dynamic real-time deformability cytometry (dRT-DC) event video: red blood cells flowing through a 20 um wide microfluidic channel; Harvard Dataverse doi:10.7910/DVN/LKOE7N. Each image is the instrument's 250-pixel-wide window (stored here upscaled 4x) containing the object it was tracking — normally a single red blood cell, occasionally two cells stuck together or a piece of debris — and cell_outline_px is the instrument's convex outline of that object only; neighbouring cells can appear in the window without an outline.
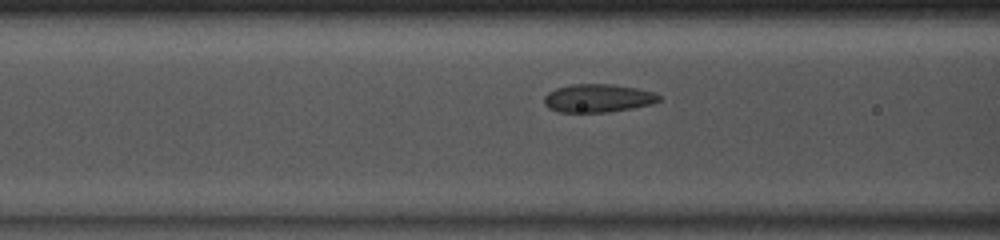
{"species": "common noctule bat (a hibernating species)", "species_latin": "Nyctalus noctula", "temperature_condition": "room temperature", "stored_images_in_passage": 31, "camera_frame_rate_fps": 3000, "um_per_image_px": 0.085, "animal": {"sex": "male", "body_mass_g": 13.0, "forearm_length_mm": 53.1}, "frame": {"image": 1, "passage_image": 5, "time_ms": 1.333, "image_size_px": [1000, 240], "cell_outline_px": [[660, 100], [652, 104], [632, 108], [608, 112], [560, 112], [548, 108], [544, 104], [544, 96], [548, 92], [556, 88], [572, 84], [612, 84], [636, 88], [652, 92], [660, 96]], "centroid_in_image_um": [50.79, 8.34], "position_along_channel_um": 115.8, "area_um2": 18.84}}
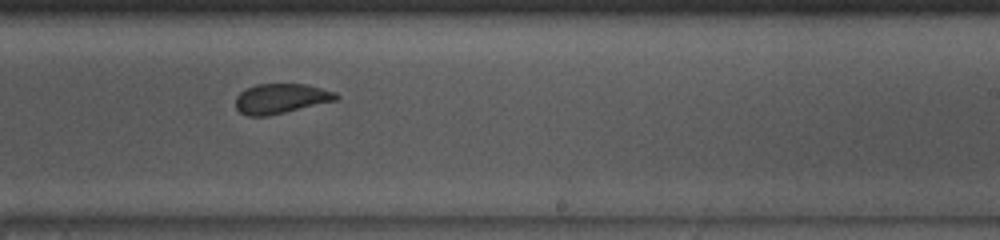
{"frame": {"image": 2, "passage_image": 16, "time_ms": 5.0, "image_size_px": [1000, 240], "cell_outline_px": [[340, 96], [336, 100], [268, 116], [248, 116], [240, 112], [236, 108], [236, 96], [240, 92], [256, 84], [304, 84], [336, 92]], "centroid_in_image_um": [23.86, 8.38], "position_along_channel_um": 265.1, "area_um2": 17.34}}
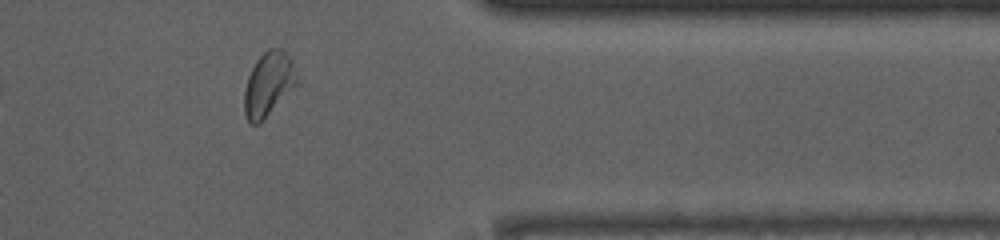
{"frame": {"image": 3, "passage_image": 26, "time_ms": 8.333, "image_size_px": [1000, 240], "cell_outline_px": [[296, 84], [256, 124], [248, 124], [244, 112], [244, 92], [248, 76], [256, 60], [268, 48], [280, 48], [292, 60], [296, 80]], "centroid_in_image_um": [22.76, 7.11], "position_along_channel_um": 388.6, "area_um2": 18.73}, "authors_computed_cell_mechanics": {"area_um2": 18.0914, "velocity_mm_per_s": 4.068, "shape_relaxation_time_tau1_ms": null, "shape_relaxation_time_tau2_ms": 0.9913, "deformation_change_tau1": null, "deformation_change_tau2": 0.0429}}